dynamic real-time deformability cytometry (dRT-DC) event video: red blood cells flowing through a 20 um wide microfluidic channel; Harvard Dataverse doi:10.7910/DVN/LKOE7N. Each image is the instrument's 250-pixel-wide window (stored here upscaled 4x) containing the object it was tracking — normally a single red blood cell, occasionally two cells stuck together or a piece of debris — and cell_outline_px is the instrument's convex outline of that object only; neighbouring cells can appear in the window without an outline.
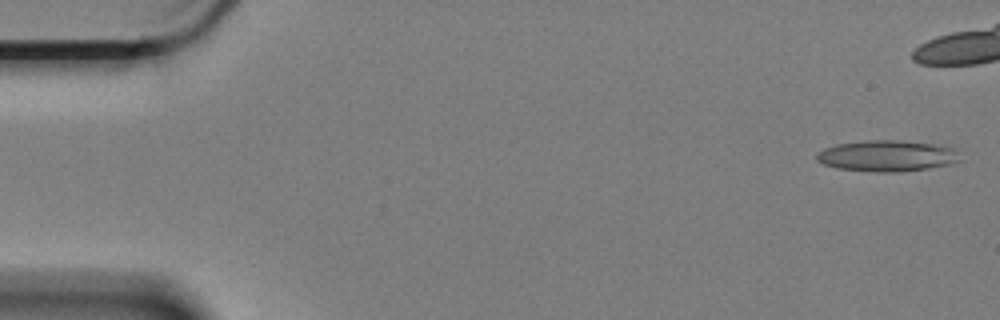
{"species": "Egyptian fruit bat (a non-hibernating species)", "species_latin": "Rousettus aegyptiacus", "temperature_condition": "cold", "stored_images_in_passage": 13, "camera_frame_rate_fps": 3000, "um_per_image_px": 0.085, "animal": {"sex": "female"}, "frame": {"image": 1, "passage_image": 1, "time_ms": 0.0, "image_size_px": [1000, 320], "cell_outline_px": [[964, 160], [952, 164], [928, 168], [896, 172], [876, 172], [836, 168], [824, 164], [816, 160], [816, 156], [824, 148], [836, 144], [872, 140], [900, 140], [932, 144], [952, 148]], "centroid_in_image_um": [75.42, 13.25], "position_along_channel_um": 9.6, "area_um2": 25.89}}